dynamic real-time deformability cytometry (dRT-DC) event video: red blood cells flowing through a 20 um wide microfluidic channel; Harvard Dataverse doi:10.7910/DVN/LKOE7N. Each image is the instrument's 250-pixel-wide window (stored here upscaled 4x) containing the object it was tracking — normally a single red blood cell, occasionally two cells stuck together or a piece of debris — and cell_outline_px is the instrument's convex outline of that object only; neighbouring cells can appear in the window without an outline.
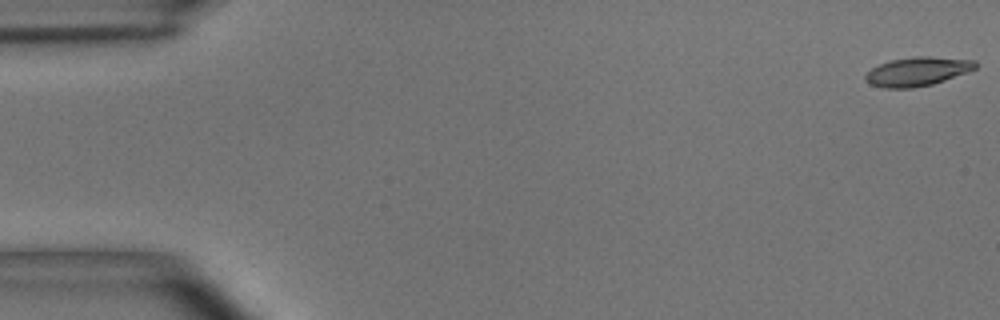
{"species": "common noctule bat (a hibernating species)", "species_latin": "Nyctalus noctula", "temperature_condition": "room temperature", "stored_images_in_passage": 55, "camera_frame_rate_fps": 3000, "um_per_image_px": 0.085, "animal": {"sex": "male", "body_mass_g": 15.6}, "frame": {"image": 1, "passage_image": 1, "time_ms": 0.0, "image_size_px": [1000, 320], "cell_outline_px": [[976, 68], [968, 72], [932, 84], [912, 88], [884, 88], [872, 84], [864, 80], [864, 76], [872, 68], [880, 64], [892, 60], [916, 56], [928, 56], [976, 60]], "centroid_in_image_um": [77.99, 6.07], "position_along_channel_um": 7.0, "area_um2": 18.38}}
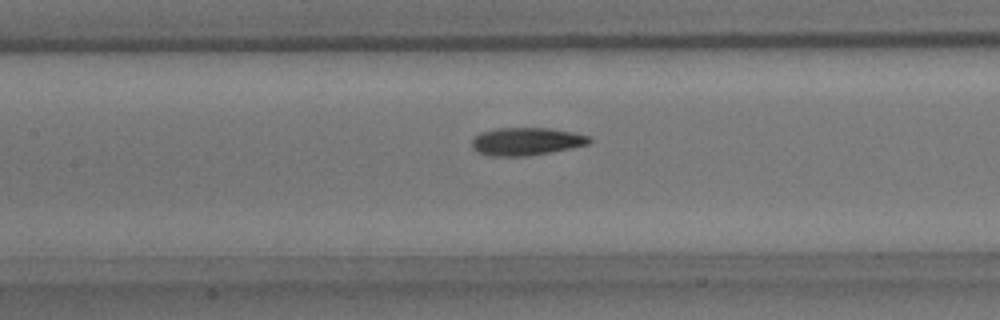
{"frame": {"image": 2, "passage_image": 25, "time_ms": 8.0, "image_size_px": [1000, 320], "cell_outline_px": [[592, 140], [588, 144], [572, 148], [528, 156], [492, 156], [476, 152], [472, 148], [472, 140], [480, 132], [496, 128], [548, 128], [572, 132], [592, 136]], "centroid_in_image_um": [44.74, 12.02], "position_along_channel_um": 162.7, "area_um2": 19.13}}
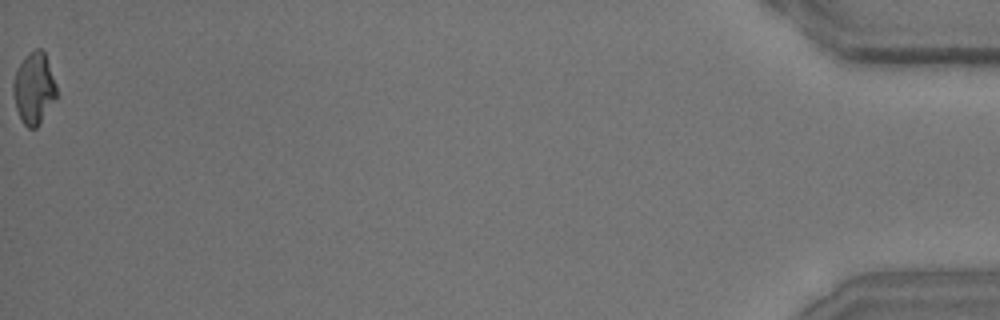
{"frame": {"image": 3, "passage_image": 55, "time_ms": 18.0, "image_size_px": [1000, 320], "cell_outline_px": [[56, 100], [36, 128], [28, 128], [24, 124], [16, 108], [12, 92], [12, 80], [16, 68], [36, 48], [40, 48], [44, 52], [56, 84]], "centroid_in_image_um": [2.87, 7.53], "position_along_channel_um": 432.3, "area_um2": 17.86}, "authors_computed_cell_mechanics": {"area_um2": 18.7272, "velocity_mm_per_s": 3.6595, "shape_relaxation_time_tau1_ms": 4.2473, "shape_relaxation_time_tau2_ms": 5.309, "deformation_change_tau1": 0.1836, "deformation_change_tau2": 0.1163}}